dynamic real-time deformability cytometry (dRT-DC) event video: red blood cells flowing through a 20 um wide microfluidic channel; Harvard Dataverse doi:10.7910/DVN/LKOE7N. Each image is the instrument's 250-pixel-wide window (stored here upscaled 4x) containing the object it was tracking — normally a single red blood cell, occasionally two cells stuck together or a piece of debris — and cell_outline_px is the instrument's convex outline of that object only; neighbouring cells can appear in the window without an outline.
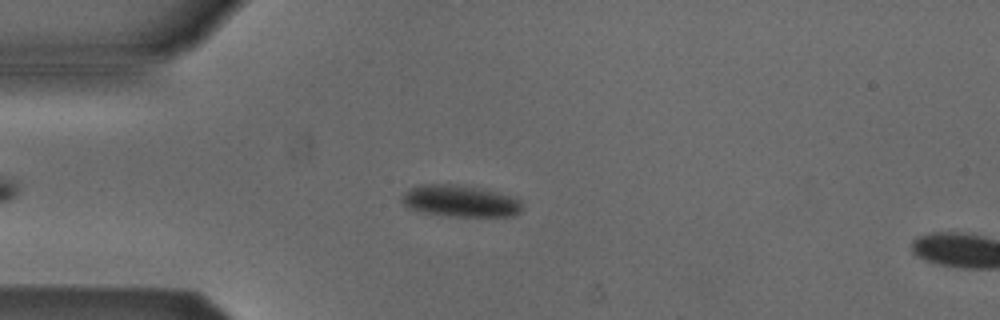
{"species": "Egyptian fruit bat (a non-hibernating species)", "species_latin": "Rousettus aegyptiacus", "temperature_condition": "cold", "stored_images_in_passage": 6, "camera_frame_rate_fps": 3000, "um_per_image_px": 0.085, "animal": {"sex": "male"}, "frame": {"image": 1, "passage_image": 3, "time_ms": 2.333, "image_size_px": [1000, 320], "cell_outline_px": [[524, 208], [520, 212], [512, 216], [448, 216], [424, 212], [408, 208], [400, 200], [400, 196], [408, 188], [420, 184], [468, 184], [484, 188], [512, 196], [520, 200]], "centroid_in_image_um": [39.11, 17.06], "position_along_channel_um": 45.9, "area_um2": 22.77}}
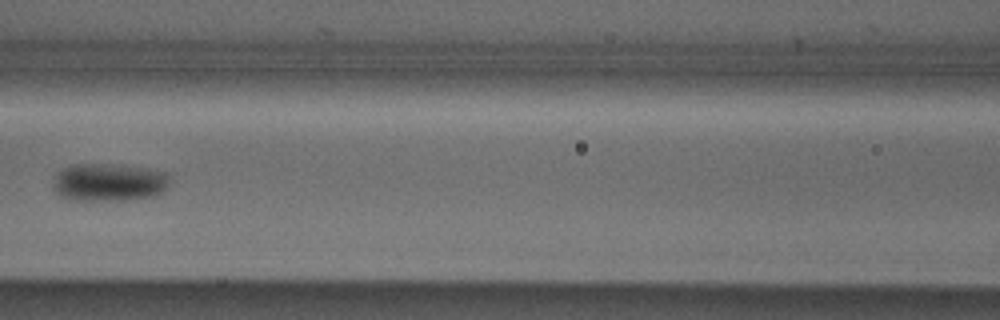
{"frame": {"image": 2, "passage_image": 6, "time_ms": 5.667, "image_size_px": [1000, 320], "cell_outline_px": [[168, 188], [164, 192], [152, 196], [124, 200], [72, 200], [60, 196], [56, 192], [56, 176], [64, 168], [72, 164], [96, 164], [148, 168], [168, 172]], "centroid_in_image_um": [9.32, 15.5], "position_along_channel_um": 157.3, "area_um2": 25.37}}